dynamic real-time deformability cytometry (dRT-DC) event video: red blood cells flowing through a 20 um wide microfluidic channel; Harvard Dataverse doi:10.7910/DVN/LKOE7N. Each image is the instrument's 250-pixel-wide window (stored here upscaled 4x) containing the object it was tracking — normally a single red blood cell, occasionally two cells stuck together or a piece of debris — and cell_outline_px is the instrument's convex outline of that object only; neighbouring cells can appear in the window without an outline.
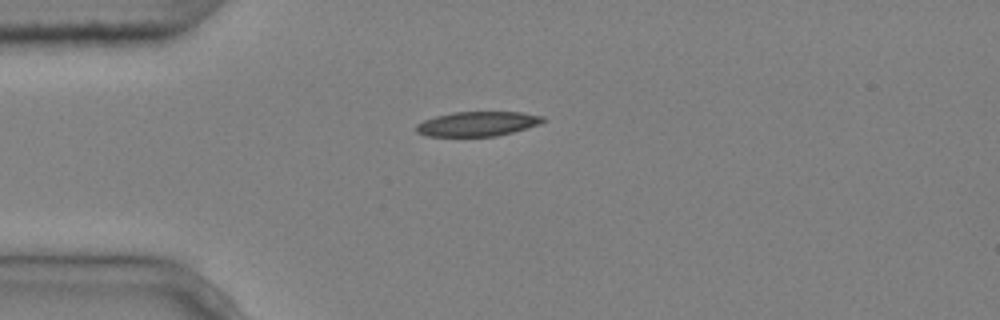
{"species": "common noctule bat (a hibernating species)", "species_latin": "Nyctalus noctula", "temperature_condition": "cold", "stored_images_in_passage": 1, "camera_frame_rate_fps": 3000, "um_per_image_px": 0.085, "animal": {"sex": "male", "body_mass_g": 20.4}, "frame": {"image": 1, "passage_image": 1, "time_ms": 0.0, "image_size_px": [1000, 320], "cell_outline_px": [[548, 120], [540, 124], [512, 132], [496, 136], [424, 136], [416, 132], [416, 124], [424, 120], [436, 116], [452, 112], [520, 112], [544, 116]], "centroid_in_image_um": [40.59, 10.52], "position_along_channel_um": 44.4, "area_um2": 18.26}}